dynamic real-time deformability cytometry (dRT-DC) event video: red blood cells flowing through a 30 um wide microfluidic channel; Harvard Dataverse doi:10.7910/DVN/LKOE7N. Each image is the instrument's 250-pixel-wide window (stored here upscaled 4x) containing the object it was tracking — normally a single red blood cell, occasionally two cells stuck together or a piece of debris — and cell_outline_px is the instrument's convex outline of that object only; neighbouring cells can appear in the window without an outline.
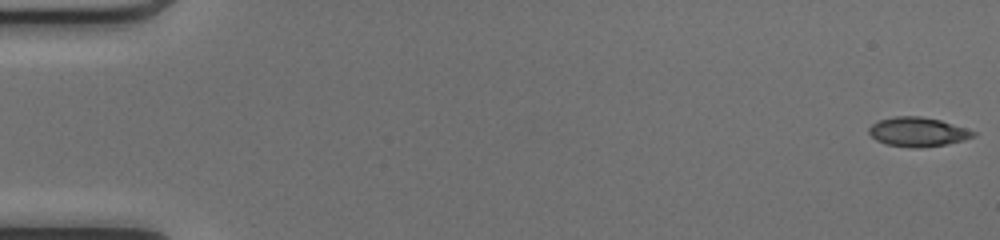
{"species": "common noctule bat (a hibernating species)", "species_latin": "Nyctalus noctula", "temperature_condition": "cold", "stored_images_in_passage": 50, "camera_frame_rate_fps": 3000, "um_per_image_px": 0.085, "animal": {"sex": "female", "body_mass_g": 17.0, "forearm_length_mm": 48.0}, "frame": {"image": 1, "passage_image": 1, "time_ms": 0.0, "image_size_px": [1000, 240], "cell_outline_px": [[976, 136], [964, 140], [944, 144], [920, 148], [912, 148], [884, 144], [876, 140], [868, 132], [868, 128], [872, 124], [880, 120], [896, 116], [920, 116], [940, 120], [976, 132]], "centroid_in_image_um": [77.98, 11.22], "position_along_channel_um": 7.0, "area_um2": 17.69}}
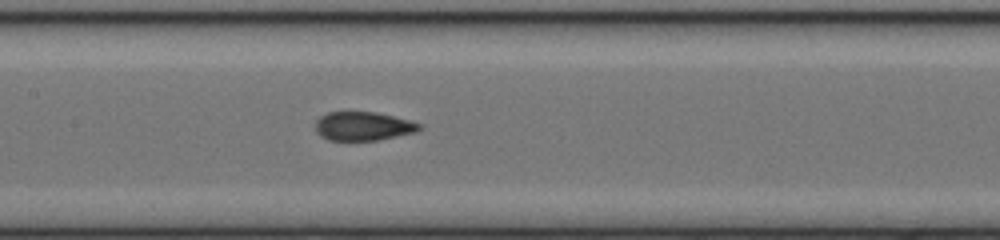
{"frame": {"image": 2, "passage_image": 25, "time_ms": 8.0, "image_size_px": [1000, 240], "cell_outline_px": [[424, 128], [416, 132], [380, 140], [328, 140], [320, 136], [316, 132], [316, 120], [320, 116], [328, 112], [376, 112], [424, 124]], "centroid_in_image_um": [30.9, 10.73], "position_along_channel_um": 176.5, "area_um2": 17.57}}
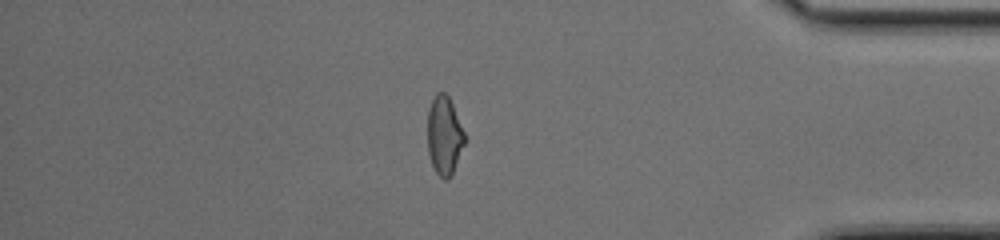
{"frame": {"image": 3, "passage_image": 43, "time_ms": 14.0, "image_size_px": [1000, 240], "cell_outline_px": [[464, 144], [452, 176], [448, 180], [444, 180], [436, 172], [428, 156], [428, 108], [436, 92], [444, 92], [448, 96], [452, 104], [464, 132]], "centroid_in_image_um": [37.75, 11.54], "position_along_channel_um": 397.5, "area_um2": 16.94}, "authors_computed_cell_mechanics": {"area_um2": 17.7157, "velocity_mm_per_s": 4.2104, "shape_relaxation_time_tau1_ms": null, "shape_relaxation_time_tau2_ms": 0.7764, "deformation_change_tau1": null, "deformation_change_tau2": 0.0566}}